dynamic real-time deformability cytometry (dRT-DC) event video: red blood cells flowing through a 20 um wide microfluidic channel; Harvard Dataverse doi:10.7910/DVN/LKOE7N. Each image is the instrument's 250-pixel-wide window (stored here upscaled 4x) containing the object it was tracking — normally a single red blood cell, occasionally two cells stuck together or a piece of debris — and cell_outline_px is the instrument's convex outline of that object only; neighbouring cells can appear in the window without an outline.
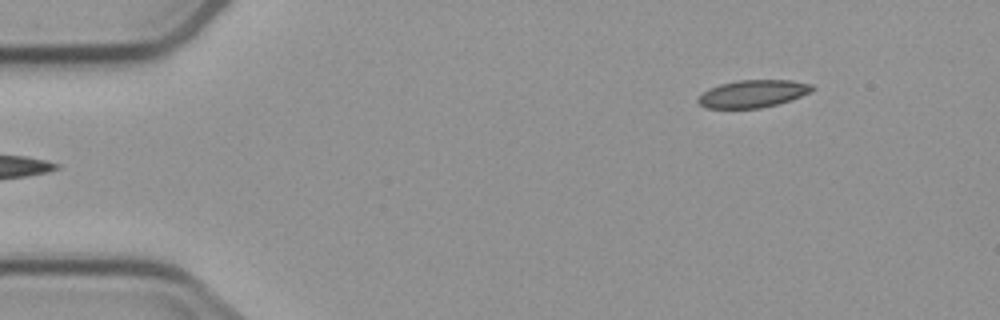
{"species": "common noctule bat (a hibernating species)", "species_latin": "Nyctalus noctula", "temperature_condition": "cold", "stored_images_in_passage": 4, "camera_frame_rate_fps": 3000, "um_per_image_px": 0.085, "animal": {"sex": "male", "body_mass_g": 23.1, "forearm_length_mm": 52.7}, "frame": {"image": 1, "passage_image": 4, "time_ms": 3.333, "image_size_px": [1000, 320], "cell_outline_px": [[816, 88], [812, 92], [792, 100], [760, 108], [704, 108], [696, 100], [704, 92], [720, 84], [736, 80], [792, 80], [812, 84]], "centroid_in_image_um": [64.05, 7.96], "position_along_channel_um": 21.0, "area_um2": 18.32}}